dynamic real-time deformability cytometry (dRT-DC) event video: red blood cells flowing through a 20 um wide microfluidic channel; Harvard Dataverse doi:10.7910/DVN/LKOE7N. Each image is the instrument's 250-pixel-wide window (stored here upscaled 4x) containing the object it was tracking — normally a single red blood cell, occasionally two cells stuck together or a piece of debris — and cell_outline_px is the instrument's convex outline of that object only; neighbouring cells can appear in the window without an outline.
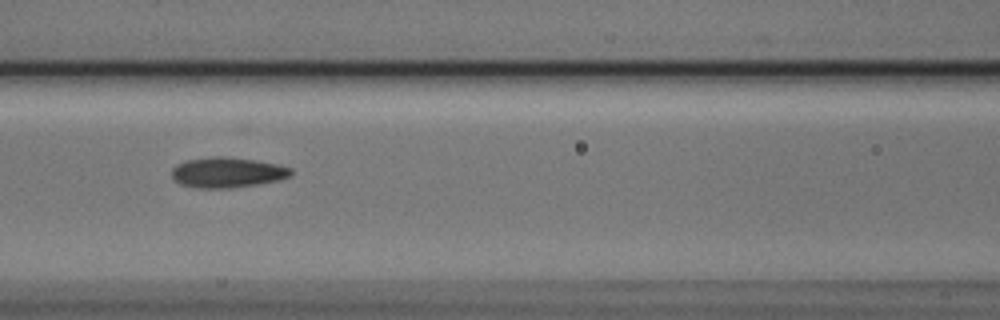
{"species": "Egyptian fruit bat (a non-hibernating species)", "species_latin": "Rousettus aegyptiacus", "temperature_condition": "cold", "stored_images_in_passage": 6, "camera_frame_rate_fps": 3000, "um_per_image_px": 0.085, "animal": {"sex": "male"}, "frame": {"image": 1, "passage_image": 4, "time_ms": 1.0, "image_size_px": [1000, 320], "cell_outline_px": [[292, 176], [280, 180], [260, 184], [232, 188], [200, 188], [180, 184], [172, 176], [172, 168], [176, 164], [184, 160], [212, 156], [224, 156], [252, 160], [276, 164], [292, 168]], "centroid_in_image_um": [19.33, 14.66], "position_along_channel_um": 147.3, "area_um2": 21.21}}
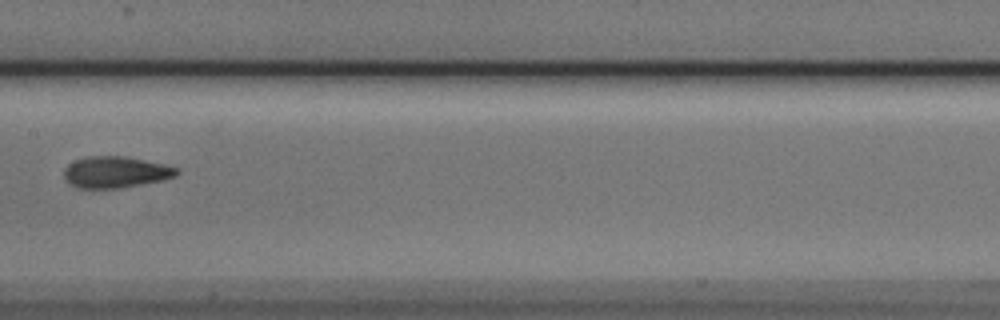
{"frame": {"image": 2, "passage_image": 5, "time_ms": 1.333, "image_size_px": [1000, 320], "cell_outline_px": [[180, 172], [176, 176], [164, 180], [116, 188], [76, 188], [64, 180], [64, 168], [68, 164], [76, 160], [88, 156], [128, 156], [164, 164], [180, 168]], "centroid_in_image_um": [9.84, 14.62], "position_along_channel_um": 197.6, "area_um2": 20.81}}
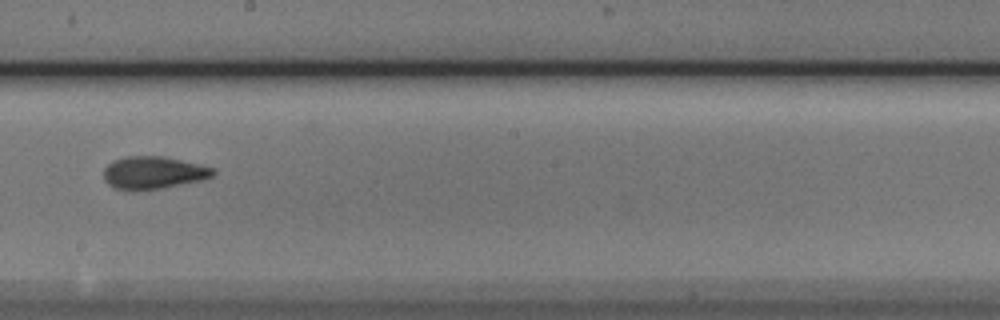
{"frame": {"image": 3, "passage_image": 6, "time_ms": 1.667, "image_size_px": [1000, 320], "cell_outline_px": [[216, 172], [212, 176], [200, 180], [160, 188], [116, 188], [108, 184], [104, 180], [104, 168], [108, 164], [124, 156], [164, 156], [216, 168]], "centroid_in_image_um": [13.06, 14.64], "position_along_channel_um": 235.1, "area_um2": 20.17}}